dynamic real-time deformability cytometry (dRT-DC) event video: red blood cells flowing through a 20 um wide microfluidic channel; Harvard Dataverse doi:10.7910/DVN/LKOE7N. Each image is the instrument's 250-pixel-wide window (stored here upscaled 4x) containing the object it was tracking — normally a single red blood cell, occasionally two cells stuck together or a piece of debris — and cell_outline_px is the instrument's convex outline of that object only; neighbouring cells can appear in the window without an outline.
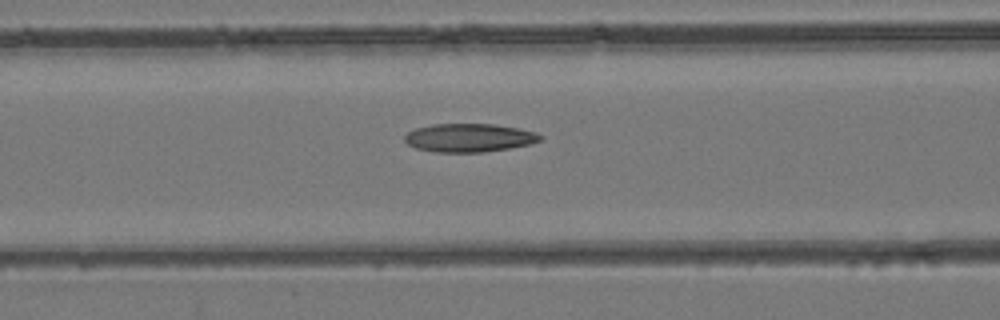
{"species": "common noctule bat (a hibernating species)", "species_latin": "Nyctalus noctula", "temperature_condition": "room temperature", "stored_images_in_passage": 50, "camera_frame_rate_fps": 3000, "um_per_image_px": 0.085, "animal": {"sex": "female", "body_mass_g": 24.6, "forearm_length_mm": 56.2}, "frame": {"image": 1, "passage_image": 21, "time_ms": 6.667, "image_size_px": [1000, 320], "cell_outline_px": [[544, 136], [540, 140], [532, 144], [508, 148], [480, 152], [436, 152], [416, 148], [408, 144], [404, 140], [404, 136], [408, 132], [416, 128], [432, 124], [496, 124], [520, 128], [536, 132]], "centroid_in_image_um": [39.9, 11.7], "position_along_channel_um": 126.7, "area_um2": 22.48}}
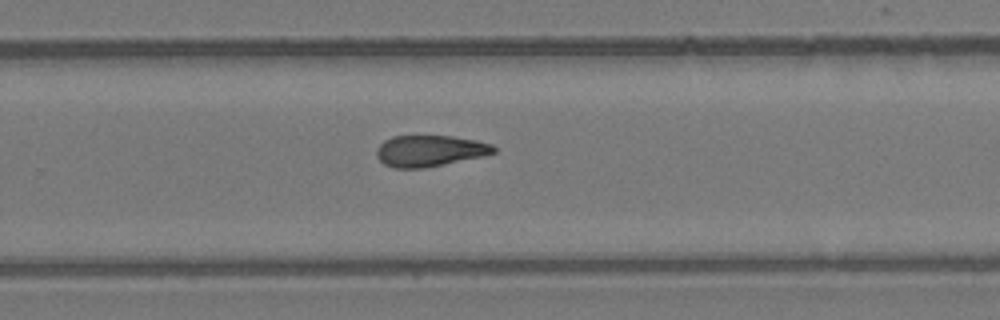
{"frame": {"image": 2, "passage_image": 33, "time_ms": 10.667, "image_size_px": [1000, 320], "cell_outline_px": [[496, 152], [484, 156], [424, 168], [392, 168], [384, 164], [376, 156], [376, 148], [384, 140], [392, 136], [452, 136], [476, 140], [492, 144], [496, 148]], "centroid_in_image_um": [36.52, 12.82], "position_along_channel_um": 293.3, "area_um2": 21.44}}
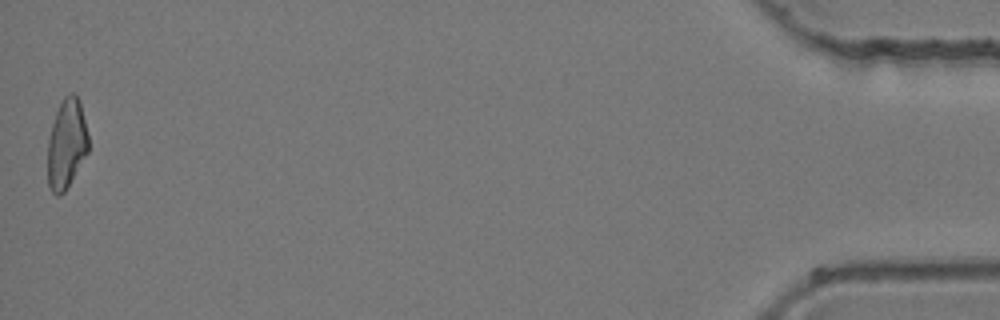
{"frame": {"image": 3, "passage_image": 50, "time_ms": 16.333, "image_size_px": [1000, 320], "cell_outline_px": [[88, 152], [64, 192], [60, 196], [56, 196], [52, 192], [48, 184], [48, 140], [52, 124], [56, 112], [64, 96], [72, 92], [76, 92], [80, 100], [88, 136]], "centroid_in_image_um": [5.66, 12.21], "position_along_channel_um": 429.5, "area_um2": 21.21}}